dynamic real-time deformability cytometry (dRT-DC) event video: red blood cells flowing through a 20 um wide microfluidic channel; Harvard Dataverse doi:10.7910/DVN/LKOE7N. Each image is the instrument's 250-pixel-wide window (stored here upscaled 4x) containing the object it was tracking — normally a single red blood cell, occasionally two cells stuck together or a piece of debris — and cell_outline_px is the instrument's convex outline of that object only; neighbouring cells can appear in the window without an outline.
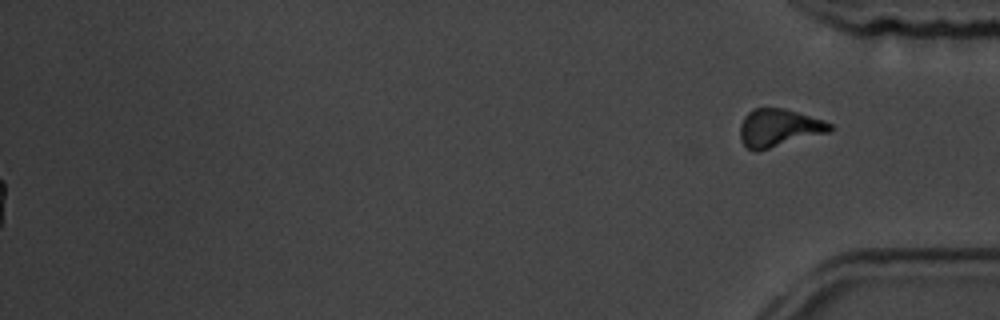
{"species": "common noctule bat (a hibernating species)", "species_latin": "Nyctalus noctula", "temperature_condition": "room temperature", "stored_images_in_passage": 15, "segment_of_instrument_passage": [2, 2], "camera_frame_rate_fps": 3000, "um_per_image_px": 0.085, "animal": {"sex": "male", "body_mass_g": 19.5, "forearm_length_mm": 54.6}, "frame": {"image": 1, "passage_image": 15, "time_ms": 17.667, "image_size_px": [1000, 320], "cell_outline_px": [[836, 128], [832, 132], [756, 152], [748, 148], [740, 140], [740, 124], [744, 116], [752, 108], [784, 108], [824, 120], [832, 124]], "centroid_in_image_um": [66.23, 10.87], "position_along_channel_um": 369.0, "area_um2": 20.17}}